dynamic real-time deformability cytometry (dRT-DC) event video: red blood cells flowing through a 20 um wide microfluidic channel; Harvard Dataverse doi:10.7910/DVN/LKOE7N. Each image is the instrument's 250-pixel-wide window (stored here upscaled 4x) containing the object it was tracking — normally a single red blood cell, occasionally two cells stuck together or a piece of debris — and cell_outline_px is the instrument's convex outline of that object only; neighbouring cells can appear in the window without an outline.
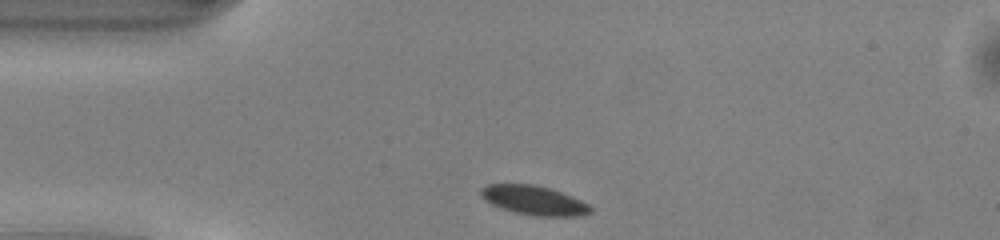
{"species": "common noctule bat (a hibernating species)", "species_latin": "Nyctalus noctula", "temperature_condition": "warm", "stored_images_in_passage": 39, "camera_frame_rate_fps": 3000, "um_per_image_px": 0.085, "animal": {"sex": "male", "body_mass_g": 13.0, "forearm_length_mm": 53.1}, "frame": {"image": 1, "passage_image": 1, "time_ms": 0.0, "image_size_px": [1000, 240], "cell_outline_px": [[592, 212], [580, 216], [536, 216], [516, 212], [492, 204], [484, 200], [480, 196], [480, 188], [488, 184], [532, 184], [552, 188], [572, 196], [588, 204], [592, 208]], "centroid_in_image_um": [45.39, 17.01], "position_along_channel_um": 39.6, "area_um2": 18.67}}
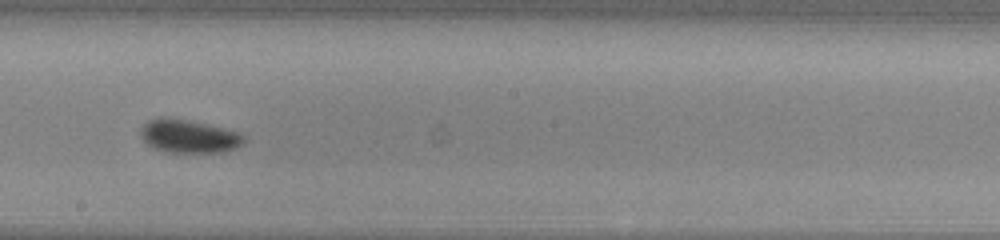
{"frame": {"image": 2, "passage_image": 17, "time_ms": 5.333, "image_size_px": [1000, 240], "cell_outline_px": [[244, 144], [236, 148], [224, 152], [168, 152], [156, 148], [148, 144], [140, 136], [140, 128], [148, 120], [160, 116], [188, 120], [208, 124], [224, 128], [236, 132], [244, 136]], "centroid_in_image_um": [16.04, 11.57], "position_along_channel_um": 232.2, "area_um2": 20.0}}
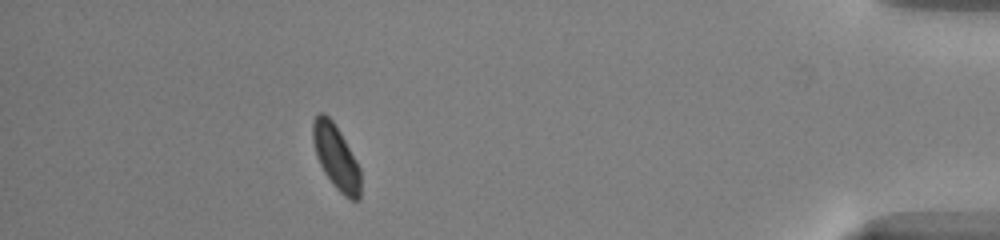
{"frame": {"image": 3, "passage_image": 34, "time_ms": 11.0, "image_size_px": [1000, 240], "cell_outline_px": [[360, 200], [352, 200], [344, 196], [332, 184], [324, 172], [316, 156], [312, 140], [312, 120], [320, 112], [324, 112], [332, 120], [340, 132], [360, 168]], "centroid_in_image_um": [28.54, 13.35], "position_along_channel_um": 406.7, "area_um2": 17.92}, "authors_computed_cell_mechanics": {"area_um2": 19.0162, "velocity_mm_per_s": 4.0994, "shape_relaxation_time_tau1_ms": 1.2141, "shape_relaxation_time_tau2_ms": null, "deformation_change_tau1": 0.0517, "deformation_change_tau2": null}}